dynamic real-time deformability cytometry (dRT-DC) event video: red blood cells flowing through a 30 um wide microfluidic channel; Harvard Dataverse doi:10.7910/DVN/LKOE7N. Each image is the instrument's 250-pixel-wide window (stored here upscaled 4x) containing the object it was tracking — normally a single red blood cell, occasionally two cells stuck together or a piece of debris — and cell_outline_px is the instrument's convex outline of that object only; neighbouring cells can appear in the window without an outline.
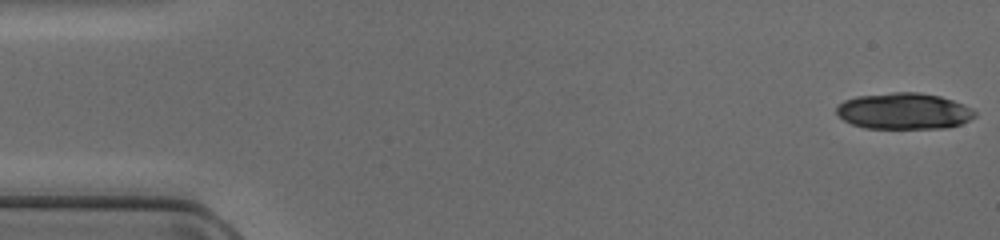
{"species": "common noctule bat (a hibernating species)", "species_latin": "Nyctalus noctula", "temperature_condition": "cold", "stored_images_in_passage": 28, "camera_frame_rate_fps": 3000, "um_per_image_px": 0.085, "animal": {"sex": "female", "body_mass_g": 17.0, "forearm_length_mm": 48.0}, "frame": {"image": 1, "passage_image": 1, "time_ms": 0.0, "image_size_px": [1000, 240], "cell_outline_px": [[976, 116], [960, 124], [948, 128], [864, 128], [852, 124], [844, 120], [836, 112], [836, 108], [844, 100], [856, 96], [892, 92], [920, 92], [940, 96], [964, 104], [972, 108], [976, 112]], "centroid_in_image_um": [76.84, 9.44], "position_along_channel_um": 8.2, "area_um2": 29.36}}
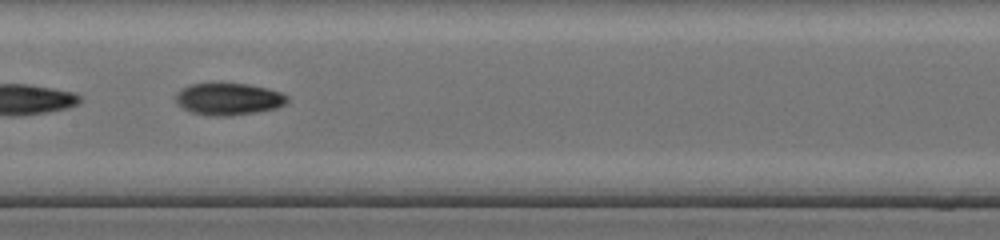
{"frame": {"image": 2, "passage_image": 24, "time_ms": 7.667, "image_size_px": [1000, 240], "cell_outline_px": [[288, 100], [284, 104], [276, 108], [256, 112], [232, 116], [212, 116], [192, 112], [184, 108], [176, 100], [176, 92], [180, 88], [188, 84], [248, 84], [268, 88], [280, 92], [288, 96]], "centroid_in_image_um": [19.43, 8.42], "position_along_channel_um": 188.0, "area_um2": 20.69}}